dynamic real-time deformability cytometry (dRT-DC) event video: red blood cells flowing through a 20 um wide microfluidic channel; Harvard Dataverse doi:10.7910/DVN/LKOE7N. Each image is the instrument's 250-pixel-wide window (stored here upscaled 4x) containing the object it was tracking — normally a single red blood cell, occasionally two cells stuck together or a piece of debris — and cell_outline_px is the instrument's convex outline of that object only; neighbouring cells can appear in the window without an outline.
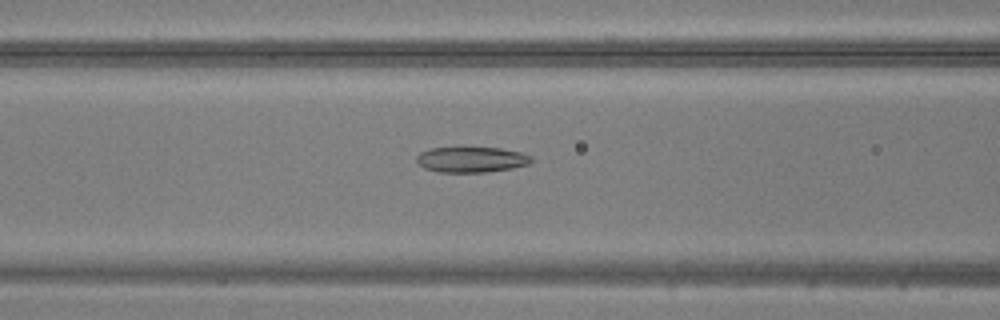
{"species": "common noctule bat (a hibernating species)", "species_latin": "Nyctalus noctula", "temperature_condition": "warm", "stored_images_in_passage": 49, "camera_frame_rate_fps": 3000, "um_per_image_px": 0.085, "animal": {"sex": "male", "body_mass_g": 20.5, "forearm_length_mm": 52.5}, "frame": {"image": 1, "passage_image": 20, "time_ms": 6.333, "image_size_px": [1000, 320], "cell_outline_px": [[532, 160], [528, 164], [512, 168], [488, 172], [440, 172], [424, 168], [416, 160], [416, 156], [420, 152], [432, 148], [460, 144], [500, 148], [520, 152], [532, 156]], "centroid_in_image_um": [40.04, 13.51], "position_along_channel_um": 126.6, "area_um2": 17.92}}
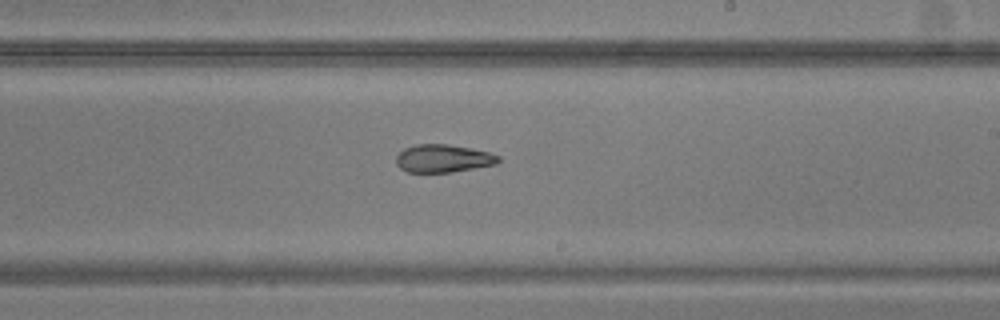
{"frame": {"image": 2, "passage_image": 29, "time_ms": 9.333, "image_size_px": [1000, 320], "cell_outline_px": [[500, 160], [496, 164], [452, 172], [408, 172], [400, 168], [396, 164], [396, 156], [404, 148], [416, 144], [448, 144], [472, 148], [488, 152], [500, 156]], "centroid_in_image_um": [37.66, 13.46], "position_along_channel_um": 251.3, "area_um2": 16.65}}
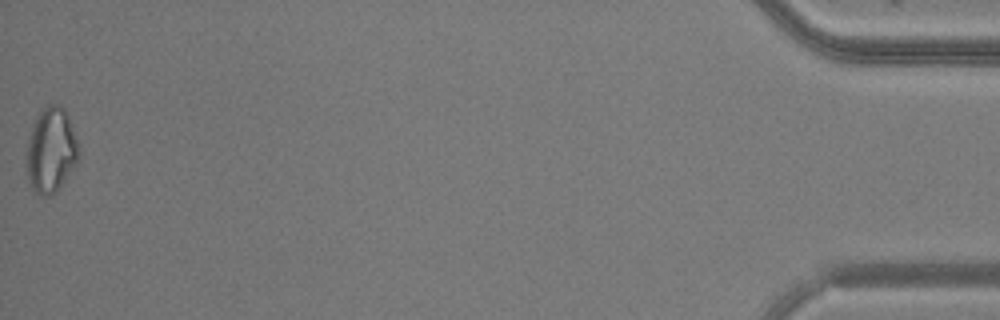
{"frame": {"image": 3, "passage_image": 49, "time_ms": 16.0, "image_size_px": [1000, 320], "cell_outline_px": [[80, 156], [76, 164], [56, 192], [52, 196], [40, 196], [32, 188], [28, 180], [24, 164], [24, 152], [32, 124], [40, 108], [48, 104], [60, 104], [64, 108], [68, 116], [76, 136]], "centroid_in_image_um": [4.29, 12.76], "position_along_channel_um": 430.9, "area_um2": 26.7}}